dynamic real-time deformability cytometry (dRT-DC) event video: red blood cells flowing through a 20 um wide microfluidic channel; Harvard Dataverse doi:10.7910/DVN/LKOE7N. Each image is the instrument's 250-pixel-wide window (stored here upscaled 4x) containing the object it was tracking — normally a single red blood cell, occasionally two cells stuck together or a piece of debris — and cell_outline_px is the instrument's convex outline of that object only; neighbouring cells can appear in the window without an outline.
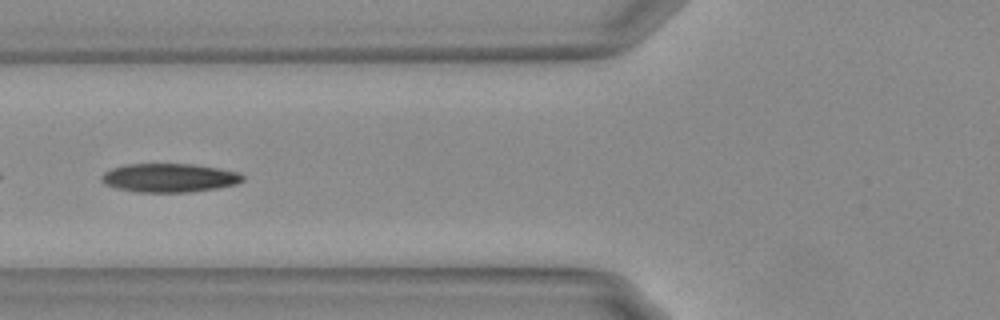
{"species": "Egyptian fruit bat (a non-hibernating species)", "species_latin": "Rousettus aegyptiacus", "temperature_condition": "warm", "stored_images_in_passage": 34, "camera_frame_rate_fps": 3000, "um_per_image_px": 0.085, "animal": {"sex": "female"}, "frame": {"image": 1, "passage_image": 22, "time_ms": 7.0, "image_size_px": [1000, 320], "cell_outline_px": [[244, 180], [236, 184], [216, 188], [188, 192], [136, 192], [116, 188], [104, 184], [100, 180], [100, 176], [104, 172], [112, 168], [128, 164], [192, 164], [216, 168], [236, 172], [244, 176]], "centroid_in_image_um": [14.34, 15.12], "position_along_channel_um": 111.5, "area_um2": 23.52}}